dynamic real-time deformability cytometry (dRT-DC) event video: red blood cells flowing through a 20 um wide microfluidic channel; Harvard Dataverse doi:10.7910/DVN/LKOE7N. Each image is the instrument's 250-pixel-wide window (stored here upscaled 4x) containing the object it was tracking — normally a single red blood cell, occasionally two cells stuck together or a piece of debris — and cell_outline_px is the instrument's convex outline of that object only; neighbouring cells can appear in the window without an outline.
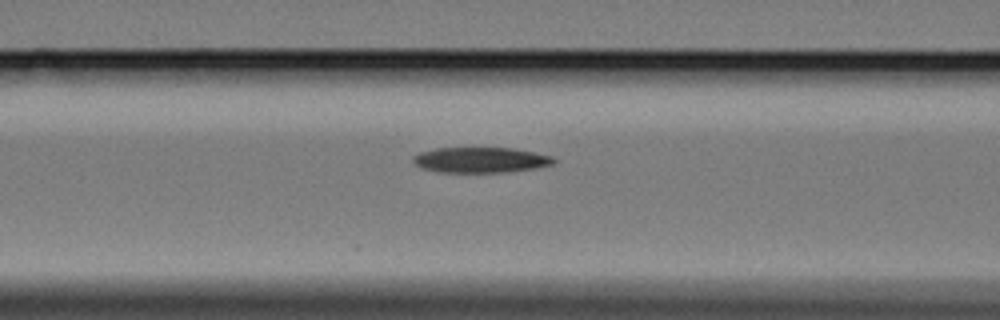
{"species": "Egyptian fruit bat (a non-hibernating species)", "species_latin": "Rousettus aegyptiacus", "temperature_condition": "cold", "stored_images_in_passage": 7, "segment_of_instrument_passage": [2, 2], "camera_frame_rate_fps": 3000, "um_per_image_px": 0.085, "animal": {"sex": "female"}, "frame": {"image": 1, "passage_image": 7, "time_ms": 8.0, "image_size_px": [1000, 320], "cell_outline_px": [[556, 160], [552, 164], [532, 168], [504, 172], [436, 172], [420, 168], [412, 160], [412, 156], [420, 152], [436, 148], [512, 148], [552, 156]], "centroid_in_image_um": [40.78, 13.59], "position_along_channel_um": 125.8, "area_um2": 20.69}}